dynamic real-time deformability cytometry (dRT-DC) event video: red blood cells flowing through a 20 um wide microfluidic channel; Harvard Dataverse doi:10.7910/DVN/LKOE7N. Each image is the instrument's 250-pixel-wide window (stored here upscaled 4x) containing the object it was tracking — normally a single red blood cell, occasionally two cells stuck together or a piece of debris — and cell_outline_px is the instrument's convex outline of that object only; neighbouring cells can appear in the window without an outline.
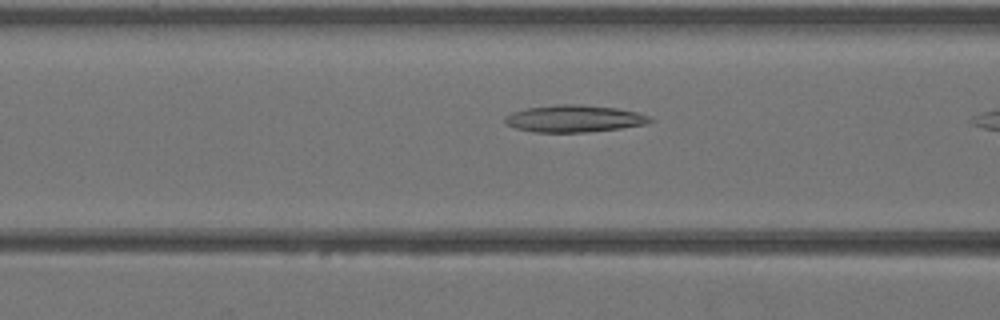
{"species": "Egyptian fruit bat (a non-hibernating species)", "species_latin": "Rousettus aegyptiacus", "temperature_condition": "warm", "stored_images_in_passage": 8, "camera_frame_rate_fps": 3000, "um_per_image_px": 0.085, "animal": {"sex": "female"}, "frame": {"image": 1, "passage_image": 7, "time_ms": 2.0, "image_size_px": [1000, 320], "cell_outline_px": [[656, 120], [648, 124], [620, 128], [588, 132], [532, 132], [516, 128], [508, 124], [504, 120], [504, 116], [512, 112], [528, 108], [556, 104], [580, 104], [616, 108], [636, 112], [648, 116]], "centroid_in_image_um": [48.82, 10.08], "position_along_channel_um": 117.8, "area_um2": 22.89}}